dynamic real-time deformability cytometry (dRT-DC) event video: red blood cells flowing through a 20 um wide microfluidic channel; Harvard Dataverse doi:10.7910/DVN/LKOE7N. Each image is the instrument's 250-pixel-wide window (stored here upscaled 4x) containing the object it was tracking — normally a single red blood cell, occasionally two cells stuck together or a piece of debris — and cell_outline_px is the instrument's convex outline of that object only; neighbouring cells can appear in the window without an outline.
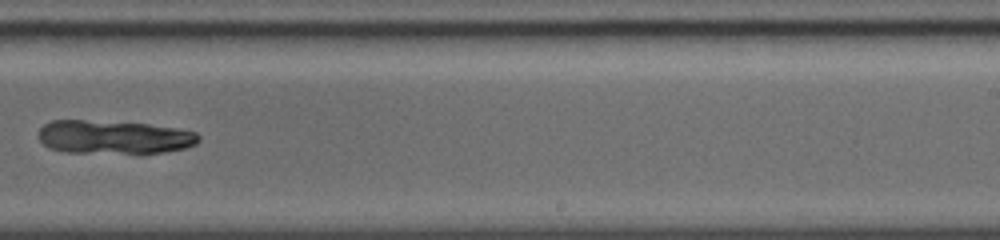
{"species": "common noctule bat (a hibernating species)", "species_latin": "Nyctalus noctula", "temperature_condition": "warm", "stored_images_in_passage": 17, "camera_frame_rate_fps": 5000, "um_per_image_px": 0.085, "animal": {"sex": "female", "body_mass_g": 19.0, "forearm_length_mm": 56.7}, "frame": {"image": 1, "passage_image": 10, "time_ms": 5.0, "image_size_px": [1000, 240], "cell_outline_px": [[200, 140], [196, 144], [184, 148], [144, 156], [140, 156], [64, 152], [52, 148], [44, 144], [40, 140], [40, 128], [44, 124], [52, 120], [84, 120], [148, 124], [176, 128], [196, 132], [200, 136]], "centroid_in_image_um": [9.74, 11.7], "position_along_channel_um": 279.3, "area_um2": 32.31}}